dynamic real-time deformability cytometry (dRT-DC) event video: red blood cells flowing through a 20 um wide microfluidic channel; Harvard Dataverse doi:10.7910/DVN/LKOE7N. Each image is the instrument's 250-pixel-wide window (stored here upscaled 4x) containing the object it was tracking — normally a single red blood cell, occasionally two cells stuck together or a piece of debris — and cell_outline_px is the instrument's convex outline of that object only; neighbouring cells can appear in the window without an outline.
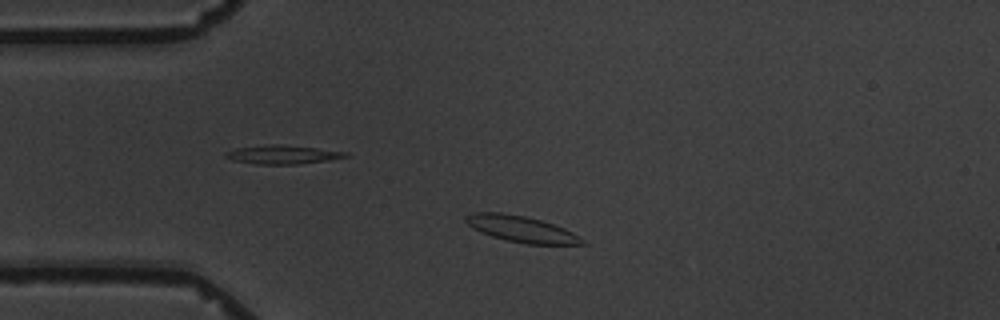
{"species": "common noctule bat (a hibernating species)", "species_latin": "Nyctalus noctula", "temperature_condition": "warm", "stored_images_in_passage": 5, "camera_frame_rate_fps": 3000, "um_per_image_px": 0.085, "animal": {"sex": "male", "body_mass_g": 19.5, "forearm_length_mm": 54.6}, "frame": {"image": 1, "passage_image": 3, "time_ms": 2.0, "image_size_px": [1000, 320], "cell_outline_px": [[588, 244], [524, 244], [492, 236], [480, 232], [472, 228], [464, 220], [464, 216], [472, 212], [500, 212], [524, 216], [540, 220], [564, 228], [580, 236]], "centroid_in_image_um": [44.29, 19.46], "position_along_channel_um": 40.7, "area_um2": 17.74}}
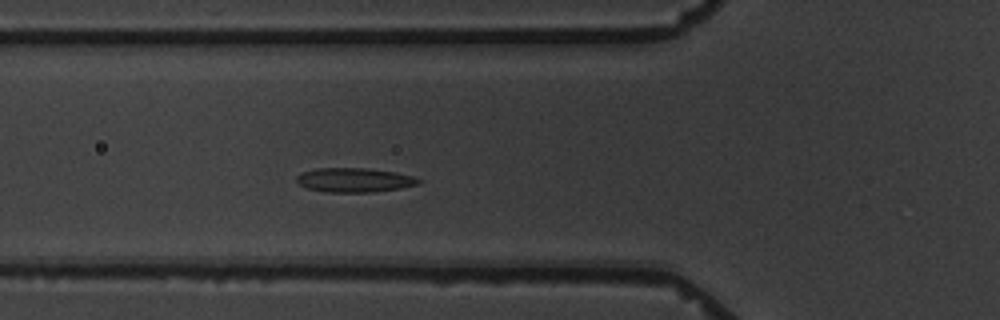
{"frame": {"image": 2, "passage_image": 5, "time_ms": 4.333, "image_size_px": [1000, 320], "cell_outline_px": [[424, 180], [420, 184], [400, 188], [372, 192], [324, 192], [308, 188], [300, 184], [296, 180], [296, 176], [300, 172], [316, 168], [368, 168], [396, 172], [412, 176]], "centroid_in_image_um": [30.13, 15.29], "position_along_channel_um": 95.7, "area_um2": 17.4}}